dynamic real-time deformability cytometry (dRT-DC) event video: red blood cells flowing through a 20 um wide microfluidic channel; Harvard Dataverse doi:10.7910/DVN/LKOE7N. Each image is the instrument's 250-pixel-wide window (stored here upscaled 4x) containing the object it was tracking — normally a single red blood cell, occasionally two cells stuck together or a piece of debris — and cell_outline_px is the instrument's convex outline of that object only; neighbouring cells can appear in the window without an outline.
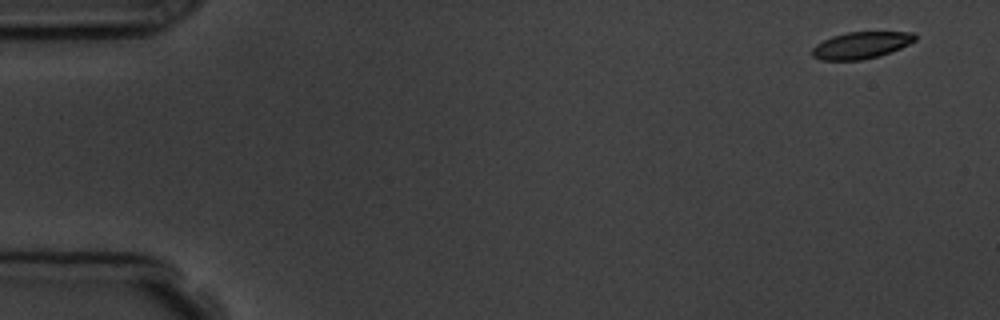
{"species": "common noctule bat (a hibernating species)", "species_latin": "Nyctalus noctula", "temperature_condition": "room temperature", "stored_images_in_passage": 6, "camera_frame_rate_fps": 3000, "um_per_image_px": 0.085, "animal": {"sex": "male", "body_mass_g": 19.5, "forearm_length_mm": 54.6}, "frame": {"image": 1, "passage_image": 1, "time_ms": 0.0, "image_size_px": [1000, 320], "cell_outline_px": [[916, 40], [900, 48], [880, 56], [860, 60], [820, 60], [812, 56], [812, 48], [816, 44], [832, 36], [848, 32], [912, 32], [916, 36]], "centroid_in_image_um": [73.18, 3.85], "position_along_channel_um": 11.8, "area_um2": 16.01}}
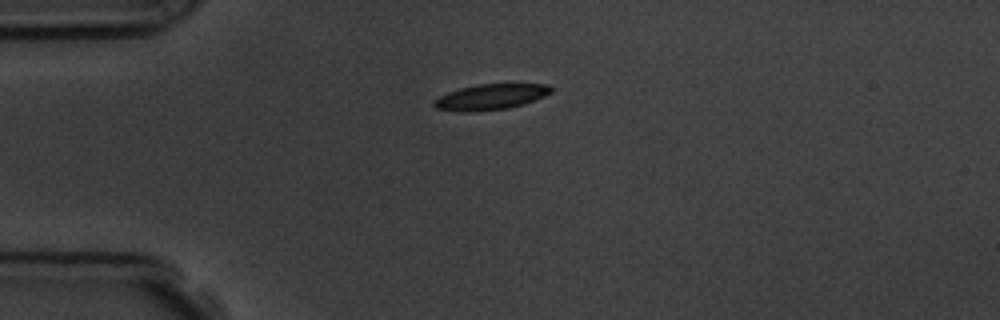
{"frame": {"image": 2, "passage_image": 4, "time_ms": 3.667, "image_size_px": [1000, 320], "cell_outline_px": [[552, 92], [544, 96], [524, 104], [508, 108], [472, 112], [464, 112], [436, 108], [432, 104], [432, 100], [448, 92], [460, 88], [476, 84], [548, 84], [552, 88]], "centroid_in_image_um": [41.69, 8.23], "position_along_channel_um": 43.3, "area_um2": 17.51}}